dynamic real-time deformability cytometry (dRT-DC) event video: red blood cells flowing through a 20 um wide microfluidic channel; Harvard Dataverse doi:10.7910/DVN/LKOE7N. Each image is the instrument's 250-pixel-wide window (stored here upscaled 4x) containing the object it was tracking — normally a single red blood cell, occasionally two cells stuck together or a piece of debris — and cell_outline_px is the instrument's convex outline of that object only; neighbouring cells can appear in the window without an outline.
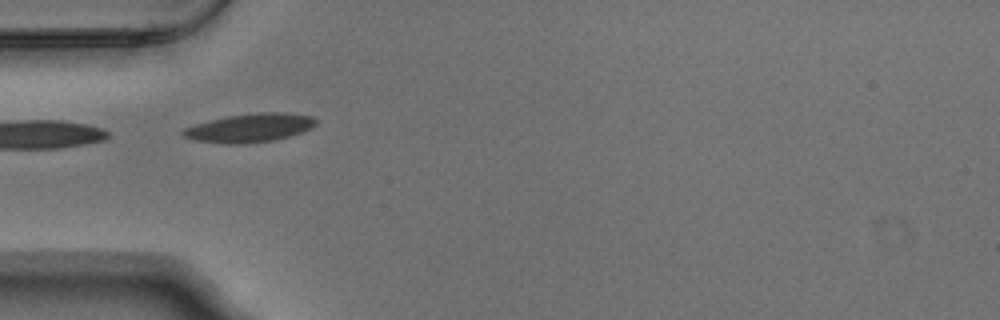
{"species": "Egyptian fruit bat (a non-hibernating species)", "species_latin": "Rousettus aegyptiacus", "temperature_condition": "warm", "stored_images_in_passage": 5, "camera_frame_rate_fps": 3000, "um_per_image_px": 0.085, "animal": {"sex": "male"}, "frame": {"image": 1, "passage_image": 1, "time_ms": 0.0, "image_size_px": [1000, 320], "cell_outline_px": [[316, 124], [312, 128], [276, 140], [244, 144], [228, 144], [192, 140], [184, 136], [180, 132], [184, 128], [208, 120], [228, 116], [260, 112], [284, 112], [312, 116], [316, 120]], "centroid_in_image_um": [21.21, 10.87], "position_along_channel_um": 63.8, "area_um2": 22.2}}
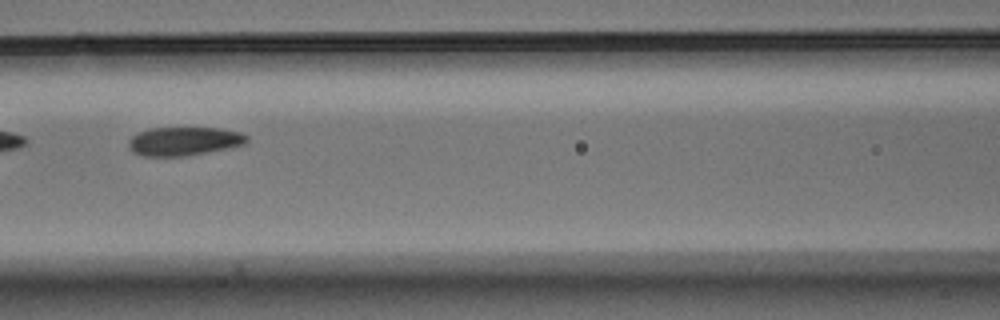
{"frame": {"image": 2, "passage_image": 3, "time_ms": 0.667, "image_size_px": [1000, 320], "cell_outline_px": [[248, 140], [244, 144], [228, 148], [208, 152], [184, 156], [144, 156], [132, 152], [128, 148], [128, 140], [132, 136], [148, 128], [220, 128], [240, 132], [248, 136]], "centroid_in_image_um": [15.62, 12.0], "position_along_channel_um": 151.0, "area_um2": 19.77}}
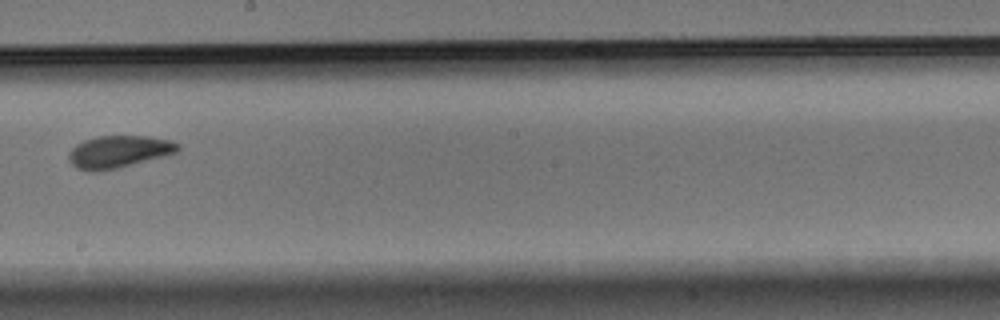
{"frame": {"image": 3, "passage_image": 5, "time_ms": 1.333, "image_size_px": [1000, 320], "cell_outline_px": [[180, 152], [168, 156], [116, 168], [96, 172], [88, 172], [76, 168], [68, 160], [68, 152], [76, 144], [84, 140], [100, 136], [144, 136], [172, 140], [180, 144]], "centroid_in_image_um": [10.12, 12.9], "position_along_channel_um": 238.1, "area_um2": 20.87}}